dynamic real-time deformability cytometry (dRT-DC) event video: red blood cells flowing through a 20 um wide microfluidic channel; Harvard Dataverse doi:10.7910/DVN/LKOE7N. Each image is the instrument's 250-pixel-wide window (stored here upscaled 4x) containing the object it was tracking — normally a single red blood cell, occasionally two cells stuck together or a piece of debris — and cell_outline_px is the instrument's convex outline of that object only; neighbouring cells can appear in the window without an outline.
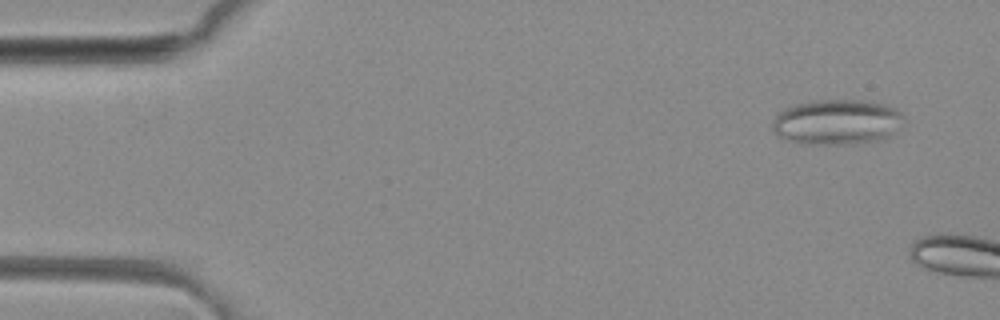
{"species": "common noctule bat (a hibernating species)", "species_latin": "Nyctalus noctula", "temperature_condition": "room temperature", "stored_images_in_passage": 12, "camera_frame_rate_fps": 3000, "um_per_image_px": 0.085, "animal": {"sex": "female", "body_mass_g": 29.2, "forearm_length_mm": 56.3}, "frame": {"image": 1, "passage_image": 4, "time_ms": 1.0, "image_size_px": [1000, 320], "cell_outline_px": [[904, 116], [892, 132], [888, 136], [880, 140], [844, 144], [808, 144], [784, 140], [776, 136], [772, 132], [772, 124], [776, 116], [780, 112], [796, 104], [816, 100], [864, 100], [884, 104], [900, 112]], "centroid_in_image_um": [71.06, 10.38], "position_along_channel_um": 13.9, "area_um2": 34.28}}